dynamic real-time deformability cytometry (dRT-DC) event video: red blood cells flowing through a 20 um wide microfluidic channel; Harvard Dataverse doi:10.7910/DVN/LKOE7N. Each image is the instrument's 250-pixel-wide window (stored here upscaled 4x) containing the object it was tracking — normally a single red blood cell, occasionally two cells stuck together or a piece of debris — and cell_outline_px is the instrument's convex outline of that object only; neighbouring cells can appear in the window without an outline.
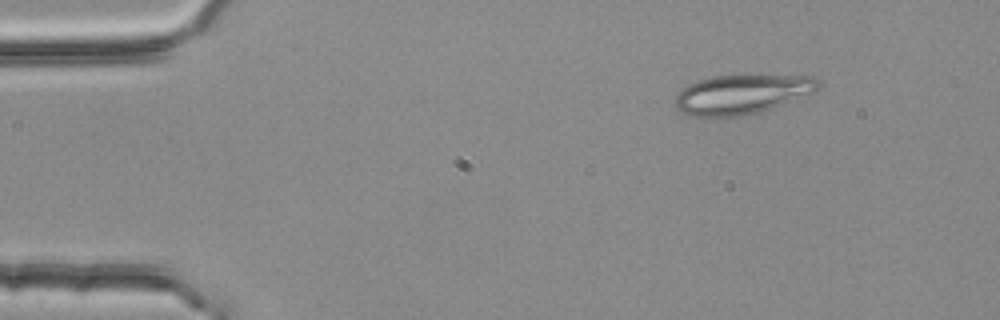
{"species": "common noctule bat (a hibernating species)", "species_latin": "Nyctalus noctula", "temperature_condition": "room temperature", "stored_images_in_passage": 3, "camera_frame_rate_fps": 3000, "um_per_image_px": 0.085, "animal": {"sex": "female", "body_mass_g": 25.1}, "frame": {"image": 1, "passage_image": 1, "time_ms": 0.0, "image_size_px": [1000, 320], "cell_outline_px": [[820, 88], [816, 92], [760, 112], [740, 116], [692, 116], [680, 112], [676, 108], [676, 96], [688, 84], [696, 80], [712, 76], [816, 76], [820, 80]], "centroid_in_image_um": [63.09, 8.01], "position_along_channel_um": 21.9, "area_um2": 32.71}}